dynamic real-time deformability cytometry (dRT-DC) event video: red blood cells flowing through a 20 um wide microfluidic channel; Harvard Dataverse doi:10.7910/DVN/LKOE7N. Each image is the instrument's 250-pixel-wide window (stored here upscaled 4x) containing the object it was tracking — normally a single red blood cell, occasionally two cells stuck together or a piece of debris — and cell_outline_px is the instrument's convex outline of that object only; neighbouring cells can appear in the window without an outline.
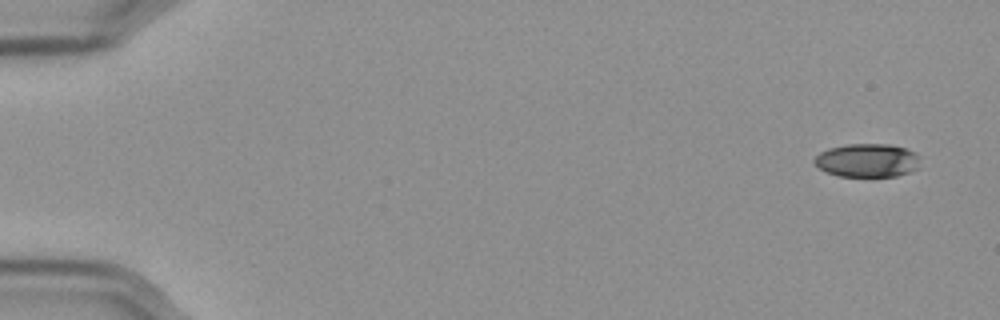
{"species": "Egyptian fruit bat (a non-hibernating species)", "species_latin": "Rousettus aegyptiacus", "temperature_condition": "cold", "stored_images_in_passage": 56, "camera_frame_rate_fps": 3000, "um_per_image_px": 0.085, "frame": {"image": 1, "passage_image": 1, "time_ms": 0.0, "image_size_px": [1000, 320], "cell_outline_px": [[916, 168], [908, 172], [896, 176], [840, 176], [828, 172], [820, 168], [812, 160], [820, 152], [828, 148], [844, 144], [888, 144], [904, 148], [916, 152]], "centroid_in_image_um": [73.66, 13.62], "position_along_channel_um": 11.3, "area_um2": 20.29}}
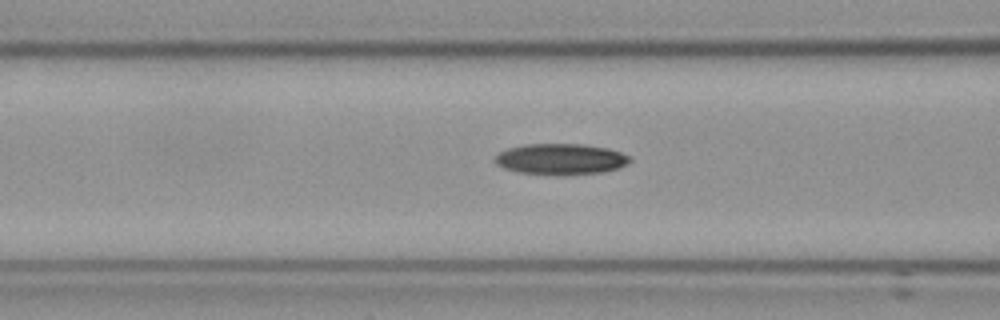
{"frame": {"image": 2, "passage_image": 22, "time_ms": 7.0, "image_size_px": [1000, 320], "cell_outline_px": [[632, 160], [628, 164], [620, 168], [604, 172], [560, 176], [556, 176], [516, 172], [504, 168], [496, 164], [496, 156], [500, 152], [508, 148], [528, 144], [584, 144], [608, 148], [632, 156]], "centroid_in_image_um": [47.72, 13.54], "position_along_channel_um": 118.9, "area_um2": 24.8}}
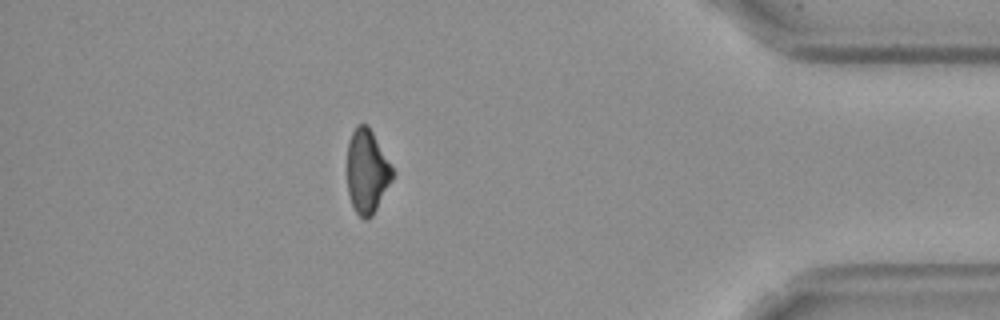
{"frame": {"image": 3, "passage_image": 49, "time_ms": 16.0, "image_size_px": [1000, 320], "cell_outline_px": [[396, 172], [392, 180], [372, 216], [368, 220], [364, 220], [356, 212], [352, 204], [348, 192], [348, 140], [356, 124], [368, 124]], "centroid_in_image_um": [31.21, 14.55], "position_along_channel_um": 404.0, "area_um2": 22.25}, "authors_computed_cell_mechanics": {"area_um2": 23.3223, "velocity_mm_per_s": 3.5883, "shape_relaxation_time_tau1_ms": 3.9756, "shape_relaxation_time_tau2_ms": null, "deformation_change_tau1": 0.1252, "deformation_change_tau2": null}}